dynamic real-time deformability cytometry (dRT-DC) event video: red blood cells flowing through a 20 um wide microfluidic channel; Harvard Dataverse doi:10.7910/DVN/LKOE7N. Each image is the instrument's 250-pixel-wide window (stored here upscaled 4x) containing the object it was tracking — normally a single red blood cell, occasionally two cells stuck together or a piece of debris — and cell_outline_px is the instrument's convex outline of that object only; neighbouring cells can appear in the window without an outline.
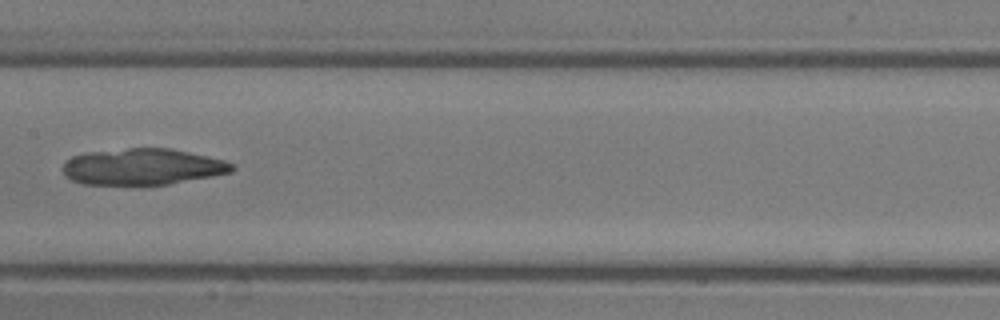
{"species": "common noctule bat (a hibernating species)", "species_latin": "Nyctalus noctula", "temperature_condition": "room temperature", "stored_images_in_passage": 34, "camera_frame_rate_fps": 3000, "um_per_image_px": 0.085, "animal": {"sex": "male", "body_mass_g": 13.3}, "frame": {"image": 1, "passage_image": 17, "time_ms": 5.333, "image_size_px": [1000, 320], "cell_outline_px": [[236, 168], [232, 172], [212, 176], [168, 184], [84, 184], [72, 180], [64, 176], [64, 160], [72, 156], [88, 152], [128, 148], [172, 148], [208, 156], [224, 160], [232, 164]], "centroid_in_image_um": [12.12, 14.16], "position_along_channel_um": 195.3, "area_um2": 35.72}}
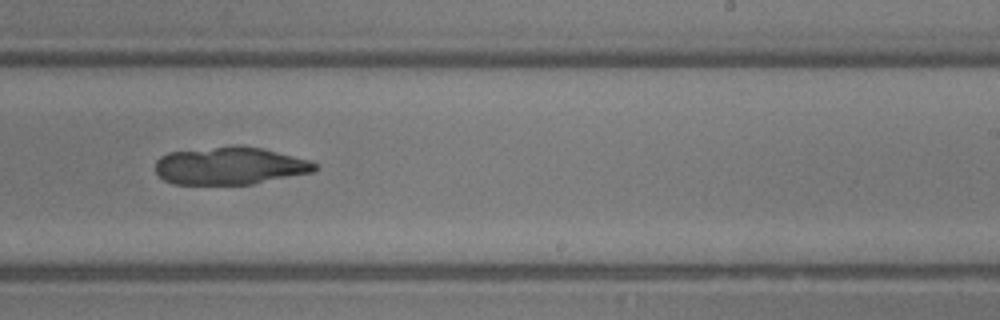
{"frame": {"image": 2, "passage_image": 21, "time_ms": 6.667, "image_size_px": [1000, 320], "cell_outline_px": [[320, 168], [316, 172], [252, 184], [172, 184], [164, 180], [156, 172], [156, 160], [160, 156], [168, 152], [232, 144], [240, 144], [260, 148], [312, 160]], "centroid_in_image_um": [19.57, 14.08], "position_along_channel_um": 269.4, "area_um2": 35.6}}